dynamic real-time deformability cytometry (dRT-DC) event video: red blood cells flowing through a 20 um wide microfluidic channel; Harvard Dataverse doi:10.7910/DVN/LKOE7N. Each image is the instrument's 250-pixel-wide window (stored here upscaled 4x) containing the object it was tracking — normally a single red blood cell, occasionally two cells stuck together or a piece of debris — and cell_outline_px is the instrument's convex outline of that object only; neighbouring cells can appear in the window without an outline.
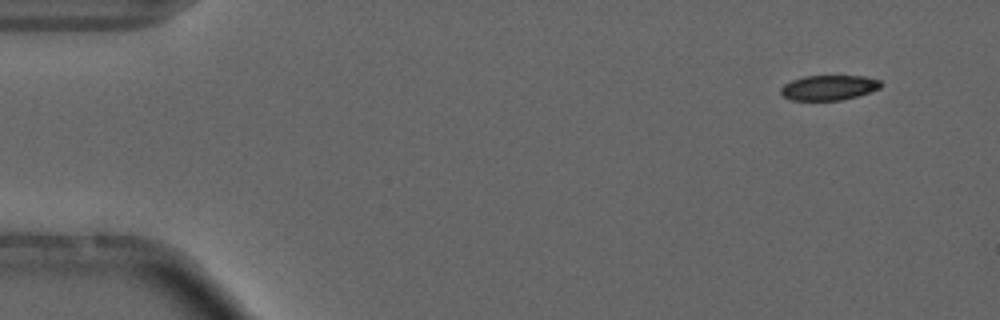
{"species": "common noctule bat (a hibernating species)", "species_latin": "Nyctalus noctula", "temperature_condition": "cold", "stored_images_in_passage": 6, "camera_frame_rate_fps": 3000, "um_per_image_px": 0.085, "animal": {"sex": "male", "forearm_length_mm": 52.5}, "frame": {"image": 1, "passage_image": 2, "time_ms": 1.0, "image_size_px": [1000, 320], "cell_outline_px": [[884, 84], [880, 88], [856, 96], [840, 100], [792, 100], [784, 96], [780, 92], [780, 88], [784, 84], [792, 80], [804, 76], [864, 76], [880, 80]], "centroid_in_image_um": [70.45, 7.44], "position_along_channel_um": 14.5, "area_um2": 14.51}}
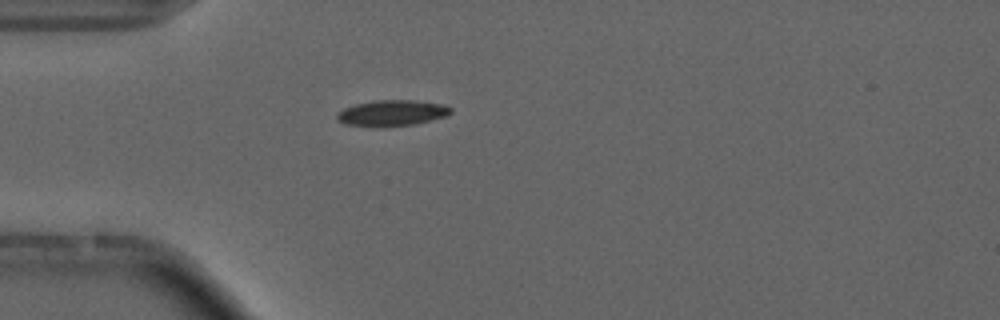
{"frame": {"image": 2, "passage_image": 5, "time_ms": 4.667, "image_size_px": [1000, 320], "cell_outline_px": [[452, 112], [448, 116], [416, 124], [344, 124], [336, 120], [336, 116], [344, 108], [356, 104], [376, 100], [412, 100], [440, 104], [452, 108]], "centroid_in_image_um": [33.38, 9.57], "position_along_channel_um": 51.6, "area_um2": 16.36}}